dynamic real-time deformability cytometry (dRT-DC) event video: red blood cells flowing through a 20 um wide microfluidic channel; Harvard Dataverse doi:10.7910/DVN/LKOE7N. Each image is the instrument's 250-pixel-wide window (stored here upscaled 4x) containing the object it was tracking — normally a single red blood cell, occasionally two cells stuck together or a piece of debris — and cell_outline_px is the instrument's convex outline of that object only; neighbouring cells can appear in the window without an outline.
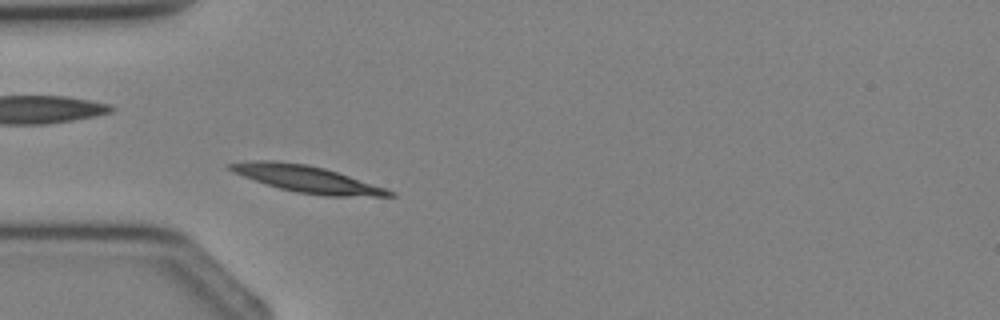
{"species": "Egyptian fruit bat (a non-hibernating species)", "species_latin": "Rousettus aegyptiacus", "temperature_condition": "cold", "stored_images_in_passage": 4, "camera_frame_rate_fps": 3000, "um_per_image_px": 0.085, "animal": {"sex": "female"}, "frame": {"image": 1, "passage_image": 4, "time_ms": 3.333, "image_size_px": [1000, 320], "cell_outline_px": [[396, 196], [324, 196], [296, 192], [280, 188], [232, 172], [224, 168], [228, 164], [256, 160], [272, 160], [308, 164], [324, 168], [396, 192]], "centroid_in_image_um": [26.05, 15.21], "position_along_channel_um": 58.9, "area_um2": 24.39}}